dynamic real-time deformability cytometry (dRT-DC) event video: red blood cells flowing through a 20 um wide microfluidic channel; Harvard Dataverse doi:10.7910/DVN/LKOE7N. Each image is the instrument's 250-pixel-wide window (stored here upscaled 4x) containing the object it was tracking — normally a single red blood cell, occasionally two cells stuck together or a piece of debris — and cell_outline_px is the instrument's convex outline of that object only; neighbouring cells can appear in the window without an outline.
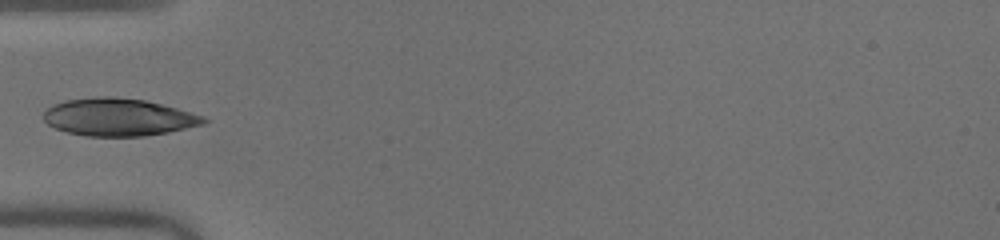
{"species": "human", "species_latin": "Homo sapiens", "temperature_condition": "warm", "stored_images_in_passage": 34, "camera_frame_rate_fps": 3000, "um_per_image_px": 0.085, "donor": {"sex": "male"}, "frame": {"image": 1, "passage_image": 1, "time_ms": 0.0, "image_size_px": [1000, 240], "cell_outline_px": [[208, 120], [204, 124], [168, 132], [144, 136], [88, 136], [68, 132], [56, 128], [48, 124], [44, 120], [44, 112], [52, 104], [64, 100], [96, 96], [112, 96], [144, 100], [176, 108], [204, 116]], "centroid_in_image_um": [10.05, 9.95], "position_along_channel_um": 74.9, "area_um2": 34.91}}
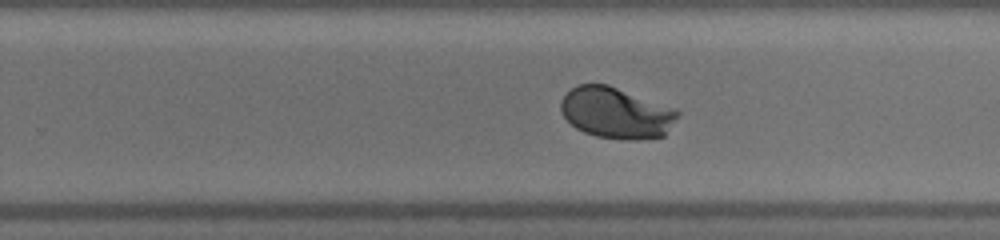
{"frame": {"image": 2, "passage_image": 16, "time_ms": 5.0, "image_size_px": [1000, 240], "cell_outline_px": [[680, 112], [664, 136], [636, 140], [624, 140], [596, 136], [584, 132], [576, 128], [564, 116], [560, 108], [560, 100], [572, 88], [580, 84], [608, 84], [676, 108]], "centroid_in_image_um": [52.38, 9.59], "position_along_channel_um": 277.4, "area_um2": 34.8}}
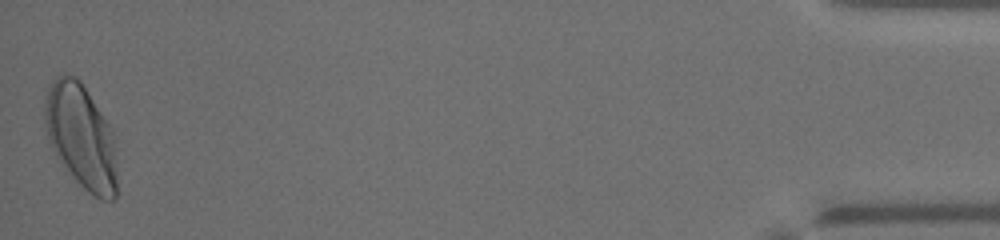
{"frame": {"image": 3, "passage_image": 34, "time_ms": 11.0, "image_size_px": [1000, 240], "cell_outline_px": [[116, 200], [100, 200], [88, 192], [72, 176], [48, 144], [44, 120], [44, 100], [48, 84], [56, 76], [64, 72], [76, 76], [80, 80], [112, 128], [116, 172]], "centroid_in_image_um": [6.85, 11.55], "position_along_channel_um": 428.3, "area_um2": 44.33}}